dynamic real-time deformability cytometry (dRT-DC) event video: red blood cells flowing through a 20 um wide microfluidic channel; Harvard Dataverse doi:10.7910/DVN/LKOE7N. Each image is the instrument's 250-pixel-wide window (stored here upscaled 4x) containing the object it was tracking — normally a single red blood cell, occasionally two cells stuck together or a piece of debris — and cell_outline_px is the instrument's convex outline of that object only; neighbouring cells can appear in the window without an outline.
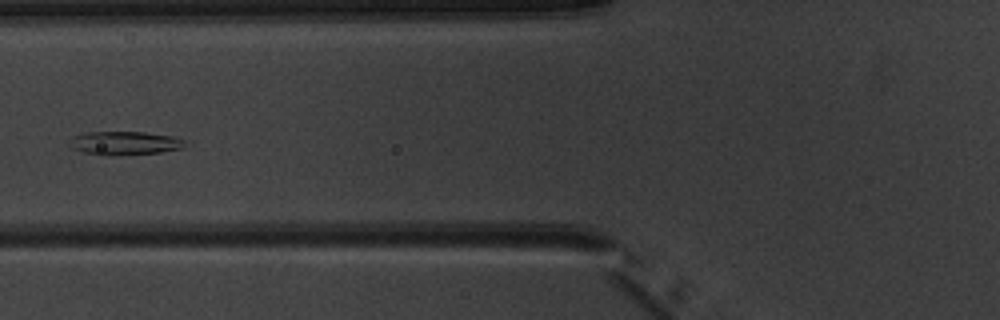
{"species": "common noctule bat (a hibernating species)", "species_latin": "Nyctalus noctula", "temperature_condition": "warm", "stored_images_in_passage": 8, "camera_frame_rate_fps": 3000, "um_per_image_px": 0.085, "animal": {"sex": "male", "body_mass_g": 20.1, "forearm_length_mm": 53.5}, "frame": {"image": 1, "passage_image": 7, "time_ms": 7.0, "image_size_px": [1000, 320], "cell_outline_px": [[188, 140], [184, 148], [160, 152], [116, 156], [104, 156], [84, 152], [72, 148], [68, 144], [68, 140], [72, 136], [84, 132], [144, 132], [172, 136]], "centroid_in_image_um": [10.59, 12.17], "position_along_channel_um": 115.2, "area_um2": 16.24}}
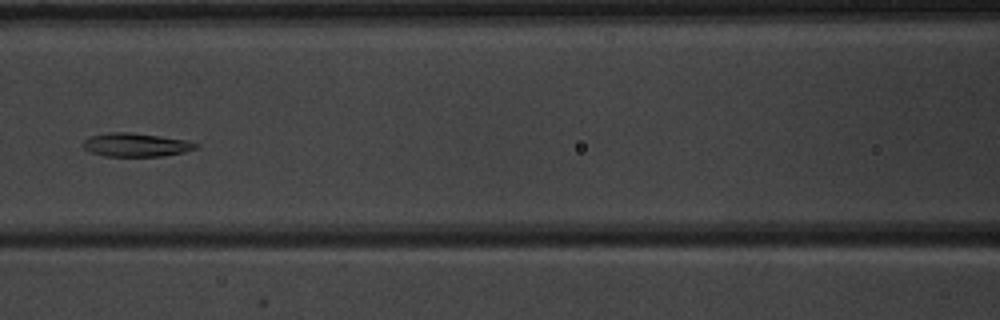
{"frame": {"image": 2, "passage_image": 8, "time_ms": 8.0, "image_size_px": [1000, 320], "cell_outline_px": [[200, 144], [196, 148], [184, 152], [164, 156], [104, 156], [92, 152], [84, 148], [84, 140], [88, 136], [108, 132], [128, 132], [160, 136], [188, 140]], "centroid_in_image_um": [11.57, 12.3], "position_along_channel_um": 155.0, "area_um2": 15.49}}